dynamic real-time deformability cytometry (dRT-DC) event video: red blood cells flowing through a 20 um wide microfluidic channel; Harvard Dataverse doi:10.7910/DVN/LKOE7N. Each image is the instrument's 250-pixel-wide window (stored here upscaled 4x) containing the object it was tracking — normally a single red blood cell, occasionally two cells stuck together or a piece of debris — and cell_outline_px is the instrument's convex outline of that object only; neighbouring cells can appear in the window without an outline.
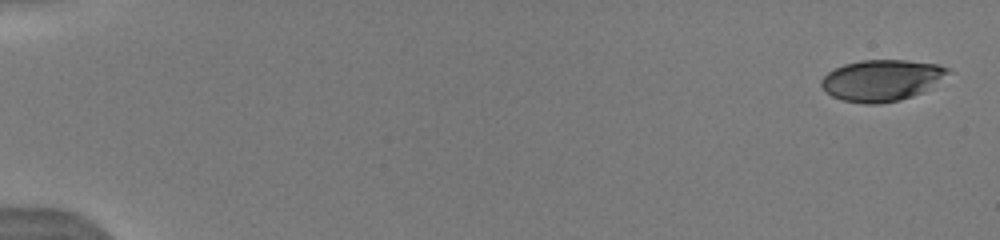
{"species": "human", "species_latin": "Homo sapiens", "temperature_condition": "warm", "stored_images_in_passage": 15, "camera_frame_rate_fps": 3000, "um_per_image_px": 0.085, "donor": {"sex": "male"}, "frame": {"image": 1, "passage_image": 1, "time_ms": 0.0, "image_size_px": [1000, 240], "cell_outline_px": [[952, 72], [924, 92], [900, 100], [880, 104], [864, 104], [844, 100], [832, 96], [820, 84], [820, 80], [828, 72], [844, 64], [860, 60], [908, 60], [940, 64], [948, 68]], "centroid_in_image_um": [74.98, 6.82], "position_along_channel_um": 10.0, "area_um2": 30.63}}
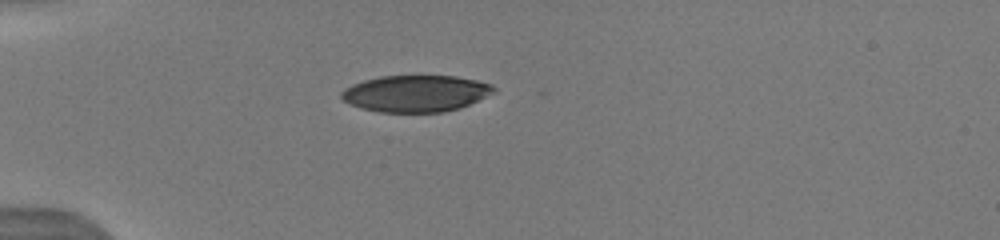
{"frame": {"image": 2, "passage_image": 9, "time_ms": 4.667, "image_size_px": [1000, 240], "cell_outline_px": [[496, 92], [460, 108], [444, 112], [376, 112], [360, 108], [344, 100], [340, 96], [340, 92], [344, 88], [352, 84], [364, 80], [380, 76], [456, 76], [476, 80], [492, 84], [496, 88]], "centroid_in_image_um": [35.34, 7.95], "position_along_channel_um": 49.7, "area_um2": 32.66}}
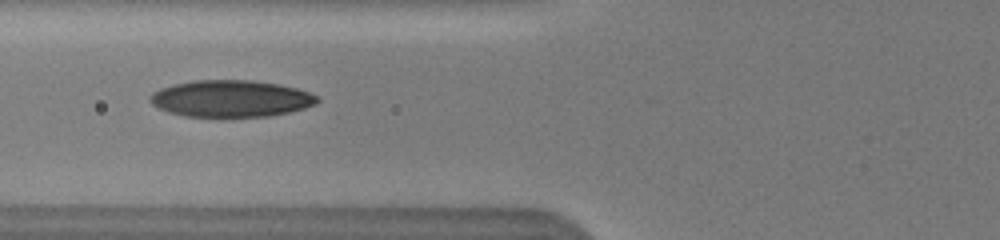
{"frame": {"image": 3, "passage_image": 12, "time_ms": 6.667, "image_size_px": [1000, 240], "cell_outline_px": [[320, 100], [316, 104], [304, 108], [288, 112], [268, 116], [184, 116], [168, 112], [152, 104], [148, 100], [148, 96], [152, 92], [160, 88], [172, 84], [192, 80], [252, 80], [280, 84], [296, 88], [308, 92], [316, 96]], "centroid_in_image_um": [19.59, 8.36], "position_along_channel_um": 106.2, "area_um2": 35.84}}